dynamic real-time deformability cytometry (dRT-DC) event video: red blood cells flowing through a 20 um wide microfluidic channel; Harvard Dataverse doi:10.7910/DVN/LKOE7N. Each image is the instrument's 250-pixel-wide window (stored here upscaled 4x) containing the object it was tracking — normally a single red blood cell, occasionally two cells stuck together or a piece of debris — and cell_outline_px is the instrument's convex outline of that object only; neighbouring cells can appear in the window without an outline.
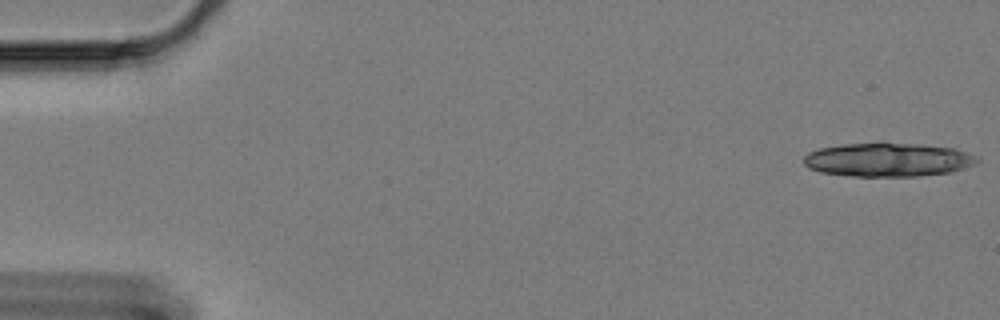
{"species": "Egyptian fruit bat (a non-hibernating species)", "species_latin": "Rousettus aegyptiacus", "temperature_condition": "cold", "stored_images_in_passage": 20, "camera_frame_rate_fps": 3000, "um_per_image_px": 0.085, "animal": {"sex": "female"}, "frame": {"image": 1, "passage_image": 1, "time_ms": 0.0, "image_size_px": [1000, 320], "cell_outline_px": [[980, 160], [976, 164], [964, 168], [948, 172], [920, 176], [852, 176], [820, 172], [808, 168], [804, 164], [804, 156], [808, 152], [820, 148], [844, 144], [880, 140], [920, 144], [956, 148]], "centroid_in_image_um": [75.43, 13.54], "position_along_channel_um": 9.6, "area_um2": 34.74}}